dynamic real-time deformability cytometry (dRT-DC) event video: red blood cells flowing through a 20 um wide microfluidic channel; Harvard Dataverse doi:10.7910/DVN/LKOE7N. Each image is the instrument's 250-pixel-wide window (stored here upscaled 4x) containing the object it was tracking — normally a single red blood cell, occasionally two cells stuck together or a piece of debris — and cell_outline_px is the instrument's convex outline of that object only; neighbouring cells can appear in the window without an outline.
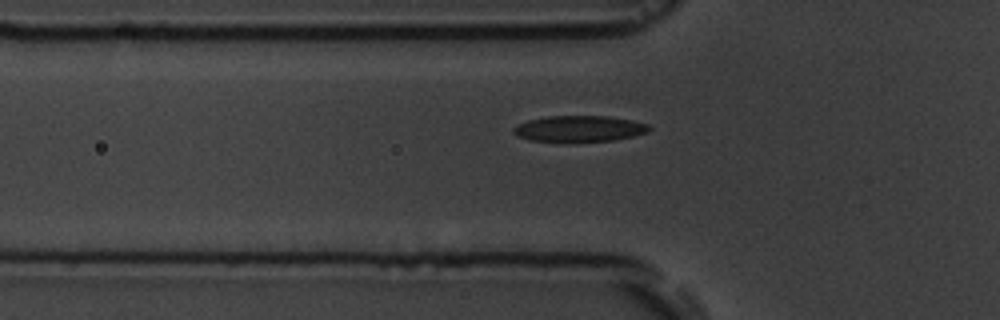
{"species": "common noctule bat (a hibernating species)", "species_latin": "Nyctalus noctula", "temperature_condition": "room temperature", "stored_images_in_passage": 4, "segment_of_instrument_passage": [2, 2], "camera_frame_rate_fps": 3000, "um_per_image_px": 0.085, "animal": {"sex": "male", "body_mass_g": 19.5, "forearm_length_mm": 54.6}, "frame": {"image": 1, "passage_image": 4, "time_ms": 3.667, "image_size_px": [1000, 320], "cell_outline_px": [[652, 128], [648, 132], [616, 140], [564, 144], [528, 140], [516, 136], [512, 132], [512, 128], [516, 124], [528, 120], [548, 116], [608, 116], [632, 120], [648, 124]], "centroid_in_image_um": [49.18, 10.98], "position_along_channel_um": 76.6, "area_um2": 21.56}}